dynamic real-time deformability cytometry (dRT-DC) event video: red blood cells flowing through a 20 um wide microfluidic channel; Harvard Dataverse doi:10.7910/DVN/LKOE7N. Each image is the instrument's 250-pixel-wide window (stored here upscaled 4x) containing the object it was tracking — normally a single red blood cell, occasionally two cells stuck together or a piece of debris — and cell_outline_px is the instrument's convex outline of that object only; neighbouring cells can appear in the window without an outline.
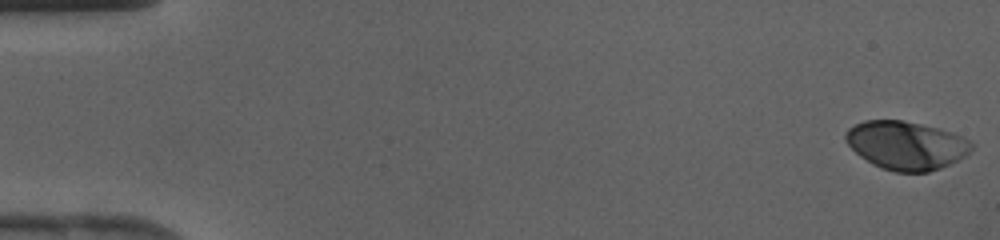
{"species": "human", "species_latin": "Homo sapiens", "temperature_condition": "cold", "stored_images_in_passage": 43, "camera_frame_rate_fps": 3000, "um_per_image_px": 0.085, "donor": {"sex": "female"}, "frame": {"image": 1, "passage_image": 1, "time_ms": 0.0, "image_size_px": [1000, 240], "cell_outline_px": [[972, 148], [964, 156], [940, 168], [928, 172], [896, 172], [880, 168], [872, 164], [860, 156], [844, 140], [844, 132], [848, 128], [864, 120], [900, 120], [920, 124], [952, 132], [968, 140], [972, 144]], "centroid_in_image_um": [76.97, 12.35], "position_along_channel_um": 8.0, "area_um2": 35.26}}
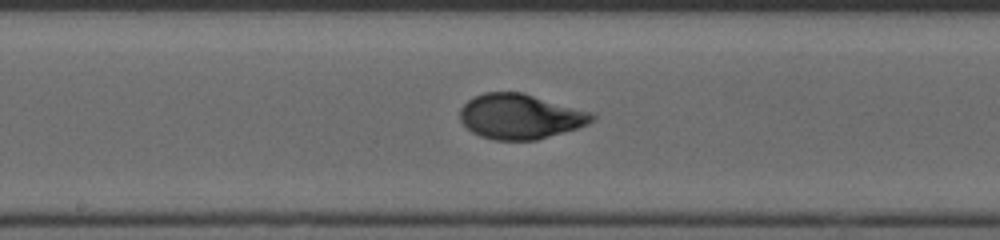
{"frame": {"image": 2, "passage_image": 23, "time_ms": 7.333, "image_size_px": [1000, 240], "cell_outline_px": [[596, 120], [588, 124], [576, 128], [536, 140], [496, 140], [480, 136], [472, 132], [460, 120], [460, 108], [472, 96], [484, 92], [524, 92], [592, 112], [596, 116]], "centroid_in_image_um": [44.22, 9.88], "position_along_channel_um": 204.0, "area_um2": 34.8}}
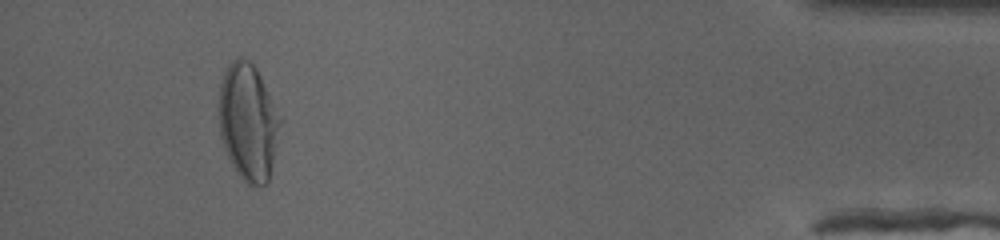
{"frame": {"image": 3, "passage_image": 40, "time_ms": 13.0, "image_size_px": [1000, 240], "cell_outline_px": [[284, 120], [268, 180], [264, 184], [252, 188], [236, 172], [228, 160], [220, 136], [216, 116], [220, 84], [224, 72], [228, 64], [232, 60], [240, 56], [248, 60], [256, 68]], "centroid_in_image_um": [21.08, 10.37], "position_along_channel_um": 414.1, "area_um2": 43.0}}